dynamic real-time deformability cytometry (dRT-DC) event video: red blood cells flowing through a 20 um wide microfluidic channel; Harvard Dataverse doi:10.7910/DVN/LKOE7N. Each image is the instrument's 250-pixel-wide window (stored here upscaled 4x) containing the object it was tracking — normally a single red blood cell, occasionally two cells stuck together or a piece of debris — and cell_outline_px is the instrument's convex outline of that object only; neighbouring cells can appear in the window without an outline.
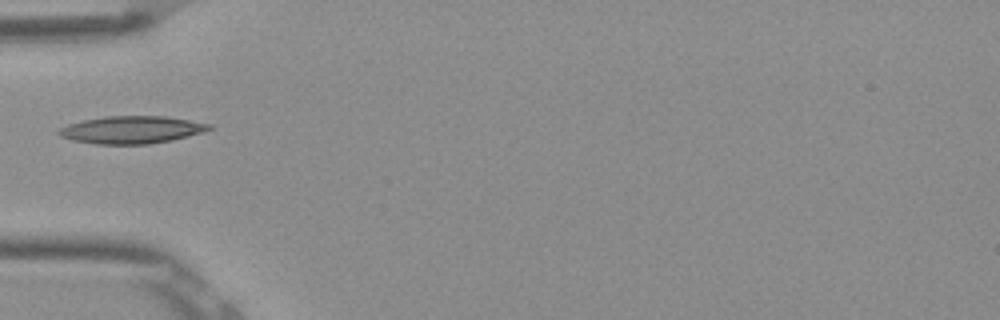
{"species": "Egyptian fruit bat (a non-hibernating species)", "species_latin": "Rousettus aegyptiacus", "temperature_condition": "room temperature", "stored_images_in_passage": 2, "camera_frame_rate_fps": 3000, "um_per_image_px": 0.085, "frame": {"image": 1, "passage_image": 1, "time_ms": 0.0, "image_size_px": [1000, 320], "cell_outline_px": [[212, 128], [204, 132], [172, 140], [148, 144], [96, 144], [72, 140], [60, 136], [56, 132], [60, 128], [68, 124], [84, 120], [104, 116], [164, 116], [212, 124]], "centroid_in_image_um": [11.18, 11.03], "position_along_channel_um": 73.8, "area_um2": 24.04}}
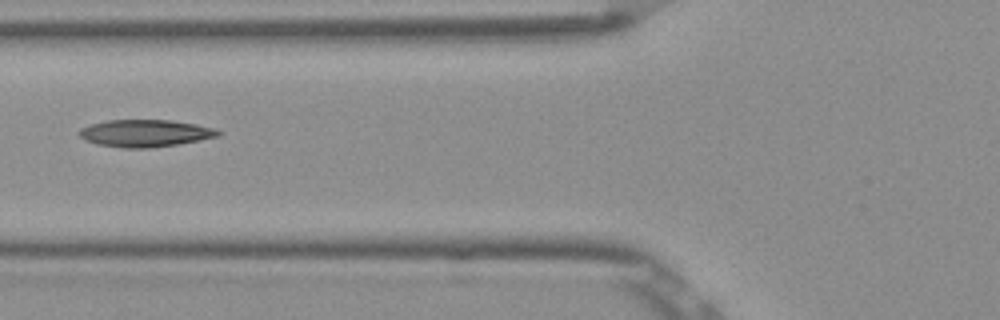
{"frame": {"image": 2, "passage_image": 2, "time_ms": 0.333, "image_size_px": [1000, 320], "cell_outline_px": [[220, 136], [176, 144], [148, 148], [124, 148], [96, 144], [84, 140], [76, 132], [80, 128], [92, 124], [108, 120], [172, 120], [196, 124], [216, 128], [220, 132]], "centroid_in_image_um": [12.31, 11.32], "position_along_channel_um": 113.5, "area_um2": 22.02}}